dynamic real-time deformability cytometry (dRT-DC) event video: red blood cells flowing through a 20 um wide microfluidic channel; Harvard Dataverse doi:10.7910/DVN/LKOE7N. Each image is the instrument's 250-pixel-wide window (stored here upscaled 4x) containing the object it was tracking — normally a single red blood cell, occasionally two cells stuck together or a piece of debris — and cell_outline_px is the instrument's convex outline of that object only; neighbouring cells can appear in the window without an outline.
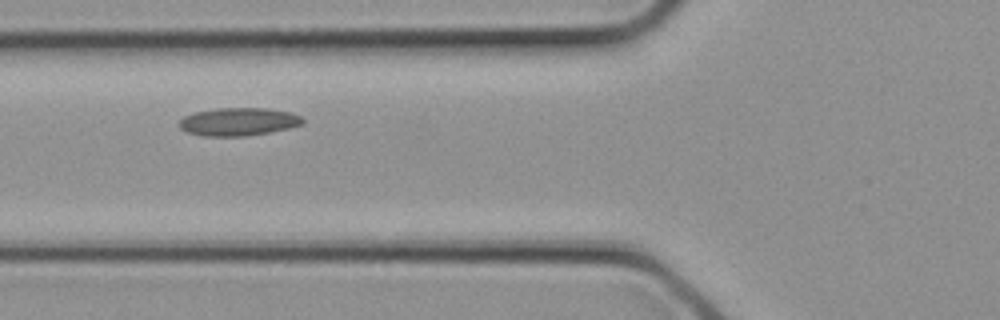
{"species": "common noctule bat (a hibernating species)", "species_latin": "Nyctalus noctula", "temperature_condition": "cold", "stored_images_in_passage": 3, "camera_frame_rate_fps": 3000, "um_per_image_px": 0.085, "animal": {"sex": "female", "body_mass_g": 21.9}, "frame": {"image": 1, "passage_image": 3, "time_ms": 0.667, "image_size_px": [1000, 320], "cell_outline_px": [[304, 124], [292, 128], [248, 136], [200, 136], [188, 132], [180, 128], [180, 120], [184, 116], [196, 112], [216, 108], [268, 108], [288, 112], [300, 116], [304, 120]], "centroid_in_image_um": [20.3, 10.35], "position_along_channel_um": 105.5, "area_um2": 20.23}}